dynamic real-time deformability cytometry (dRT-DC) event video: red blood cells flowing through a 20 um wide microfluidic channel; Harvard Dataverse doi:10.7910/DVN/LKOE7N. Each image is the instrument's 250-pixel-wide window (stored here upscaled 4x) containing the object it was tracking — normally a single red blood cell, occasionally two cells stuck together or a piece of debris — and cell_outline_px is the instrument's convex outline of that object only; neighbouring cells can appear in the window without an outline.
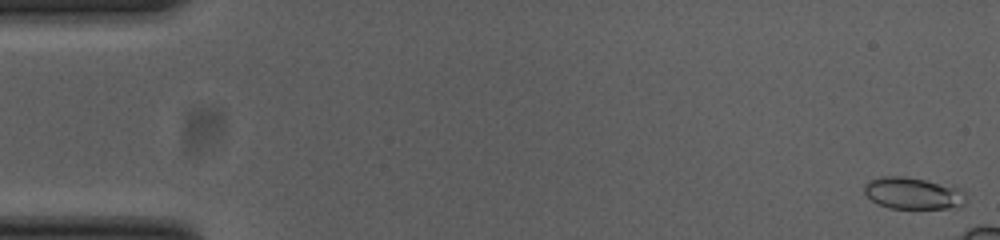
{"species": "common noctule bat (a hibernating species)", "species_latin": "Nyctalus noctula", "temperature_condition": "cold", "stored_images_in_passage": 14, "camera_frame_rate_fps": 3000, "um_per_image_px": 0.085, "animal": {"sex": "female", "body_mass_g": 23.0, "forearm_length_mm": 53.4}, "frame": {"image": 1, "passage_image": 1, "time_ms": 0.0, "image_size_px": [1000, 240], "cell_outline_px": [[964, 204], [960, 208], [888, 208], [876, 204], [864, 192], [864, 184], [880, 176], [904, 176], [924, 180], [960, 188], [964, 192]], "centroid_in_image_um": [77.59, 16.44], "position_along_channel_um": 7.4, "area_um2": 18.79}}